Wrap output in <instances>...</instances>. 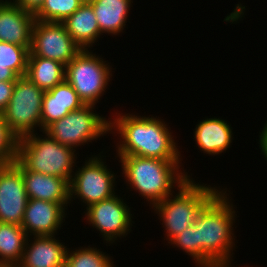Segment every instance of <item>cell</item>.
I'll return each mask as SVG.
<instances>
[{"label":"cell","instance_id":"6da1fadb","mask_svg":"<svg viewBox=\"0 0 267 267\" xmlns=\"http://www.w3.org/2000/svg\"><path fill=\"white\" fill-rule=\"evenodd\" d=\"M109 134L118 135L117 156H141L182 161L180 146L163 119L138 113H112ZM114 116V118H112ZM175 138V139H174Z\"/></svg>","mask_w":267,"mask_h":267},{"label":"cell","instance_id":"7a4b0ae2","mask_svg":"<svg viewBox=\"0 0 267 267\" xmlns=\"http://www.w3.org/2000/svg\"><path fill=\"white\" fill-rule=\"evenodd\" d=\"M224 187L202 209L194 224L199 242V267H216L232 263L236 239L234 223L237 220L230 191ZM231 198V199H230Z\"/></svg>","mask_w":267,"mask_h":267},{"label":"cell","instance_id":"3957f363","mask_svg":"<svg viewBox=\"0 0 267 267\" xmlns=\"http://www.w3.org/2000/svg\"><path fill=\"white\" fill-rule=\"evenodd\" d=\"M117 157L128 191H136L135 193L143 197L142 200L148 202L150 208L172 195L190 178L184 167H181L182 161H166L141 156Z\"/></svg>","mask_w":267,"mask_h":267},{"label":"cell","instance_id":"277c9868","mask_svg":"<svg viewBox=\"0 0 267 267\" xmlns=\"http://www.w3.org/2000/svg\"><path fill=\"white\" fill-rule=\"evenodd\" d=\"M190 175L178 191L150 208L162 221L167 243L193 225L202 209L222 190L220 186L202 184L200 180L196 182L193 174Z\"/></svg>","mask_w":267,"mask_h":267},{"label":"cell","instance_id":"5b68a950","mask_svg":"<svg viewBox=\"0 0 267 267\" xmlns=\"http://www.w3.org/2000/svg\"><path fill=\"white\" fill-rule=\"evenodd\" d=\"M42 134L35 132L19 139L16 160L26 170L64 178L70 183L79 162L78 152L44 131Z\"/></svg>","mask_w":267,"mask_h":267},{"label":"cell","instance_id":"8992f818","mask_svg":"<svg viewBox=\"0 0 267 267\" xmlns=\"http://www.w3.org/2000/svg\"><path fill=\"white\" fill-rule=\"evenodd\" d=\"M92 49H82L66 65L65 80L73 87L84 104L95 105L106 94L114 73L113 65ZM105 93V94H104Z\"/></svg>","mask_w":267,"mask_h":267},{"label":"cell","instance_id":"52a82bcc","mask_svg":"<svg viewBox=\"0 0 267 267\" xmlns=\"http://www.w3.org/2000/svg\"><path fill=\"white\" fill-rule=\"evenodd\" d=\"M96 106L85 104L60 120L50 124L44 132L60 144L74 150L109 134L110 119L96 112Z\"/></svg>","mask_w":267,"mask_h":267},{"label":"cell","instance_id":"ba28073f","mask_svg":"<svg viewBox=\"0 0 267 267\" xmlns=\"http://www.w3.org/2000/svg\"><path fill=\"white\" fill-rule=\"evenodd\" d=\"M102 154H104L103 151L97 155L94 153L87 157V160L85 159L81 167L76 165L77 168L69 183L70 204L73 200L79 199L81 205L88 208L90 205L116 194L118 175L109 168L108 164L106 165L104 159L107 156Z\"/></svg>","mask_w":267,"mask_h":267},{"label":"cell","instance_id":"9c48e42d","mask_svg":"<svg viewBox=\"0 0 267 267\" xmlns=\"http://www.w3.org/2000/svg\"><path fill=\"white\" fill-rule=\"evenodd\" d=\"M44 92L26 76L16 80L13 95L8 106L2 111V115L11 132L18 139L33 134L38 129L41 132Z\"/></svg>","mask_w":267,"mask_h":267},{"label":"cell","instance_id":"30bf717a","mask_svg":"<svg viewBox=\"0 0 267 267\" xmlns=\"http://www.w3.org/2000/svg\"><path fill=\"white\" fill-rule=\"evenodd\" d=\"M131 208L127 205L126 200L124 201L123 197L116 193L110 198L84 208V210L86 209L83 212L85 217L82 218L97 232L99 231L105 245L109 244L110 246L117 243L116 240L128 236L132 231L131 227L135 222L132 220L134 217Z\"/></svg>","mask_w":267,"mask_h":267},{"label":"cell","instance_id":"8fae6325","mask_svg":"<svg viewBox=\"0 0 267 267\" xmlns=\"http://www.w3.org/2000/svg\"><path fill=\"white\" fill-rule=\"evenodd\" d=\"M81 50L63 23L35 20L28 57H43L67 65Z\"/></svg>","mask_w":267,"mask_h":267},{"label":"cell","instance_id":"7c38bea8","mask_svg":"<svg viewBox=\"0 0 267 267\" xmlns=\"http://www.w3.org/2000/svg\"><path fill=\"white\" fill-rule=\"evenodd\" d=\"M28 195L22 171L14 164L0 167V223L21 226Z\"/></svg>","mask_w":267,"mask_h":267},{"label":"cell","instance_id":"4fadbf2b","mask_svg":"<svg viewBox=\"0 0 267 267\" xmlns=\"http://www.w3.org/2000/svg\"><path fill=\"white\" fill-rule=\"evenodd\" d=\"M67 208L60 203L28 199L21 227L27 236L59 235L65 222Z\"/></svg>","mask_w":267,"mask_h":267},{"label":"cell","instance_id":"5bb4252c","mask_svg":"<svg viewBox=\"0 0 267 267\" xmlns=\"http://www.w3.org/2000/svg\"><path fill=\"white\" fill-rule=\"evenodd\" d=\"M35 16L11 0H0V41L31 48Z\"/></svg>","mask_w":267,"mask_h":267},{"label":"cell","instance_id":"9a60e30c","mask_svg":"<svg viewBox=\"0 0 267 267\" xmlns=\"http://www.w3.org/2000/svg\"><path fill=\"white\" fill-rule=\"evenodd\" d=\"M14 164L22 171L28 199H39L70 207L69 182L57 176L26 170L17 160Z\"/></svg>","mask_w":267,"mask_h":267},{"label":"cell","instance_id":"2e32d148","mask_svg":"<svg viewBox=\"0 0 267 267\" xmlns=\"http://www.w3.org/2000/svg\"><path fill=\"white\" fill-rule=\"evenodd\" d=\"M63 243L56 235L29 236L20 264L23 267H65L68 247Z\"/></svg>","mask_w":267,"mask_h":267},{"label":"cell","instance_id":"e0dca14e","mask_svg":"<svg viewBox=\"0 0 267 267\" xmlns=\"http://www.w3.org/2000/svg\"><path fill=\"white\" fill-rule=\"evenodd\" d=\"M194 130L193 139L195 140L193 141L202 153L209 156L226 153L234 140L231 124L220 117L208 118L207 116L198 121Z\"/></svg>","mask_w":267,"mask_h":267},{"label":"cell","instance_id":"ac0fdd59","mask_svg":"<svg viewBox=\"0 0 267 267\" xmlns=\"http://www.w3.org/2000/svg\"><path fill=\"white\" fill-rule=\"evenodd\" d=\"M83 105V101L66 80L45 91L42 99L41 132Z\"/></svg>","mask_w":267,"mask_h":267},{"label":"cell","instance_id":"d6986e66","mask_svg":"<svg viewBox=\"0 0 267 267\" xmlns=\"http://www.w3.org/2000/svg\"><path fill=\"white\" fill-rule=\"evenodd\" d=\"M68 34L81 49H92L101 37L92 5L85 1L72 15L62 22Z\"/></svg>","mask_w":267,"mask_h":267},{"label":"cell","instance_id":"ffe728a7","mask_svg":"<svg viewBox=\"0 0 267 267\" xmlns=\"http://www.w3.org/2000/svg\"><path fill=\"white\" fill-rule=\"evenodd\" d=\"M102 35H120L129 17L133 0H89Z\"/></svg>","mask_w":267,"mask_h":267},{"label":"cell","instance_id":"44dd1931","mask_svg":"<svg viewBox=\"0 0 267 267\" xmlns=\"http://www.w3.org/2000/svg\"><path fill=\"white\" fill-rule=\"evenodd\" d=\"M66 65L43 57H28L25 76L44 91L65 81Z\"/></svg>","mask_w":267,"mask_h":267},{"label":"cell","instance_id":"7402d4cb","mask_svg":"<svg viewBox=\"0 0 267 267\" xmlns=\"http://www.w3.org/2000/svg\"><path fill=\"white\" fill-rule=\"evenodd\" d=\"M27 237L21 226L0 223V267H10L21 262Z\"/></svg>","mask_w":267,"mask_h":267},{"label":"cell","instance_id":"603a6c76","mask_svg":"<svg viewBox=\"0 0 267 267\" xmlns=\"http://www.w3.org/2000/svg\"><path fill=\"white\" fill-rule=\"evenodd\" d=\"M29 49L0 41V81H16L25 76Z\"/></svg>","mask_w":267,"mask_h":267},{"label":"cell","instance_id":"cb8c5ba5","mask_svg":"<svg viewBox=\"0 0 267 267\" xmlns=\"http://www.w3.org/2000/svg\"><path fill=\"white\" fill-rule=\"evenodd\" d=\"M91 246V247H90ZM67 249L65 267H115L112 256L92 245ZM75 249V250H74ZM117 267V266H116Z\"/></svg>","mask_w":267,"mask_h":267},{"label":"cell","instance_id":"d4e9b609","mask_svg":"<svg viewBox=\"0 0 267 267\" xmlns=\"http://www.w3.org/2000/svg\"><path fill=\"white\" fill-rule=\"evenodd\" d=\"M84 2V0H44L41 8L34 14L35 20L62 23Z\"/></svg>","mask_w":267,"mask_h":267},{"label":"cell","instance_id":"484cf974","mask_svg":"<svg viewBox=\"0 0 267 267\" xmlns=\"http://www.w3.org/2000/svg\"><path fill=\"white\" fill-rule=\"evenodd\" d=\"M18 140L0 113V165H7L16 161Z\"/></svg>","mask_w":267,"mask_h":267},{"label":"cell","instance_id":"4316f807","mask_svg":"<svg viewBox=\"0 0 267 267\" xmlns=\"http://www.w3.org/2000/svg\"><path fill=\"white\" fill-rule=\"evenodd\" d=\"M168 244H171L172 247H176L179 250H182L188 256L192 257L195 266L199 267V242L197 236V226L195 224L184 229Z\"/></svg>","mask_w":267,"mask_h":267},{"label":"cell","instance_id":"83f0119b","mask_svg":"<svg viewBox=\"0 0 267 267\" xmlns=\"http://www.w3.org/2000/svg\"><path fill=\"white\" fill-rule=\"evenodd\" d=\"M16 81H0V113L8 106Z\"/></svg>","mask_w":267,"mask_h":267},{"label":"cell","instance_id":"f1b7e54d","mask_svg":"<svg viewBox=\"0 0 267 267\" xmlns=\"http://www.w3.org/2000/svg\"><path fill=\"white\" fill-rule=\"evenodd\" d=\"M18 7L35 14L43 5L44 0H11Z\"/></svg>","mask_w":267,"mask_h":267},{"label":"cell","instance_id":"f546056e","mask_svg":"<svg viewBox=\"0 0 267 267\" xmlns=\"http://www.w3.org/2000/svg\"><path fill=\"white\" fill-rule=\"evenodd\" d=\"M259 134V148L260 151L262 152L261 154L264 155L266 161H267V120L266 123H264L263 128Z\"/></svg>","mask_w":267,"mask_h":267},{"label":"cell","instance_id":"4dcf8cb0","mask_svg":"<svg viewBox=\"0 0 267 267\" xmlns=\"http://www.w3.org/2000/svg\"><path fill=\"white\" fill-rule=\"evenodd\" d=\"M216 267H233L232 266V263H223V264H219V265H217ZM235 267V266H234ZM240 267V266H239ZM241 267H243V266H241ZM245 267V266H244ZM246 267H248V266H246ZM253 267V266H252Z\"/></svg>","mask_w":267,"mask_h":267},{"label":"cell","instance_id":"1f68e13d","mask_svg":"<svg viewBox=\"0 0 267 267\" xmlns=\"http://www.w3.org/2000/svg\"><path fill=\"white\" fill-rule=\"evenodd\" d=\"M10 267H23V266L19 263V264L12 265Z\"/></svg>","mask_w":267,"mask_h":267}]
</instances>
